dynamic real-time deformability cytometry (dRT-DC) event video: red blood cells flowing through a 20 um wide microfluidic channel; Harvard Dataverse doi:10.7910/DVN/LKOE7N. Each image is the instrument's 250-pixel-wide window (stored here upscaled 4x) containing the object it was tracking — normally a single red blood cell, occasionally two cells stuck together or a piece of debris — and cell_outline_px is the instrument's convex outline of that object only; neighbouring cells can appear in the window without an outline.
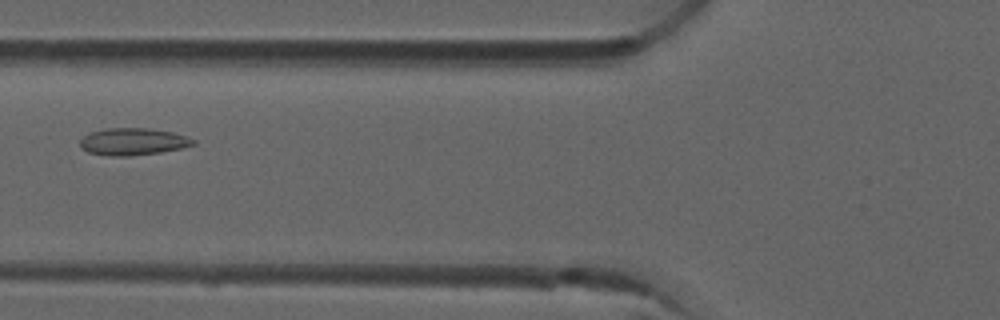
{"species": "common noctule bat (a hibernating species)", "species_latin": "Nyctalus noctula", "temperature_condition": "room temperature", "stored_images_in_passage": 2, "camera_frame_rate_fps": 3000, "um_per_image_px": 0.085, "animal": {"sex": "male", "forearm_length_mm": 52.5}, "frame": {"image": 1, "passage_image": 2, "time_ms": 0.333, "image_size_px": [1000, 320], "cell_outline_px": [[196, 144], [180, 148], [160, 152], [128, 156], [108, 156], [88, 152], [80, 148], [80, 140], [84, 136], [92, 132], [104, 128], [148, 128], [172, 132], [196, 140]], "centroid_in_image_um": [11.27, 12.04], "position_along_channel_um": 114.5, "area_um2": 17.8}}